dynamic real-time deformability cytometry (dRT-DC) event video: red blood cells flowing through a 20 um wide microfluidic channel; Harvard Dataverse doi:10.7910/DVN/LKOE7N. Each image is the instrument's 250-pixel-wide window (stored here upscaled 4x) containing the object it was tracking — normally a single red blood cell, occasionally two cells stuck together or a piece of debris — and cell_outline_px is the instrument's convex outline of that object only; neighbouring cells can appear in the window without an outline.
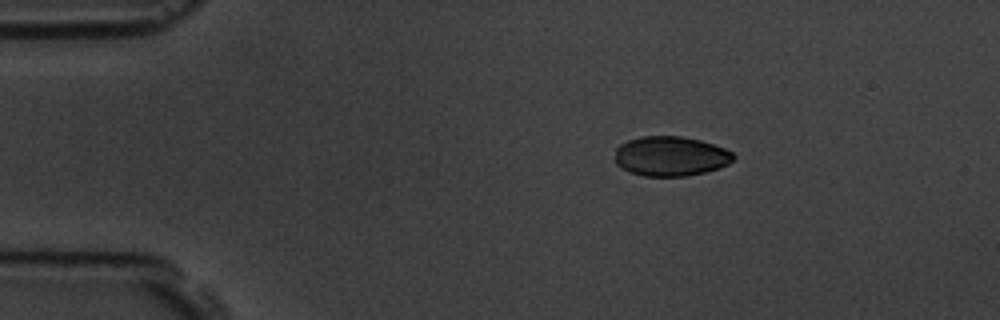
{"species": "common noctule bat (a hibernating species)", "species_latin": "Nyctalus noctula", "temperature_condition": "room temperature", "stored_images_in_passage": 4, "camera_frame_rate_fps": 3000, "um_per_image_px": 0.085, "animal": {"sex": "male", "body_mass_g": 19.5, "forearm_length_mm": 54.6}, "frame": {"image": 1, "passage_image": 1, "time_ms": 0.0, "image_size_px": [1000, 320], "cell_outline_px": [[736, 156], [728, 164], [720, 168], [704, 172], [684, 176], [644, 176], [632, 172], [616, 164], [616, 148], [620, 144], [628, 140], [640, 136], [680, 136], [700, 140], [724, 148], [732, 152]], "centroid_in_image_um": [57.01, 13.27], "position_along_channel_um": 28.0, "area_um2": 27.28}}
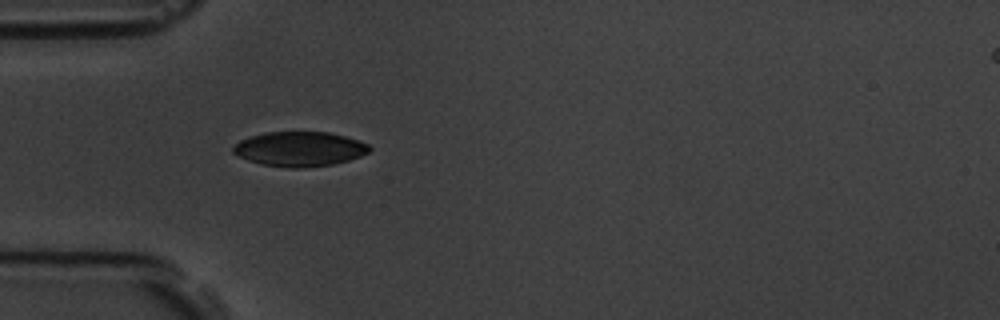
{"frame": {"image": 2, "passage_image": 3, "time_ms": 2.333, "image_size_px": [1000, 320], "cell_outline_px": [[372, 148], [368, 152], [360, 156], [348, 160], [332, 164], [304, 168], [292, 168], [260, 164], [236, 156], [232, 152], [232, 148], [240, 140], [264, 132], [328, 132], [360, 140], [368, 144]], "centroid_in_image_um": [25.45, 12.66], "position_along_channel_um": 59.5, "area_um2": 27.57}}
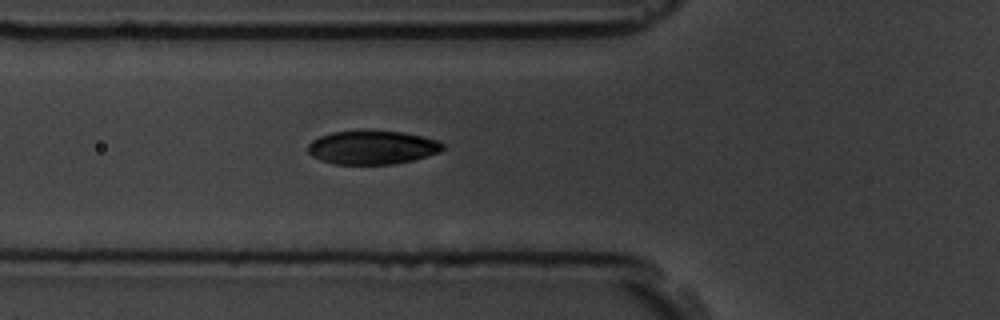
{"frame": {"image": 3, "passage_image": 4, "time_ms": 3.333, "image_size_px": [1000, 320], "cell_outline_px": [[444, 148], [440, 152], [428, 156], [412, 160], [392, 164], [332, 164], [320, 160], [312, 156], [308, 152], [308, 144], [312, 140], [320, 136], [332, 132], [360, 128], [364, 128], [400, 132], [420, 136], [436, 140], [444, 144]], "centroid_in_image_um": [31.6, 12.5], "position_along_channel_um": 94.2, "area_um2": 27.05}}